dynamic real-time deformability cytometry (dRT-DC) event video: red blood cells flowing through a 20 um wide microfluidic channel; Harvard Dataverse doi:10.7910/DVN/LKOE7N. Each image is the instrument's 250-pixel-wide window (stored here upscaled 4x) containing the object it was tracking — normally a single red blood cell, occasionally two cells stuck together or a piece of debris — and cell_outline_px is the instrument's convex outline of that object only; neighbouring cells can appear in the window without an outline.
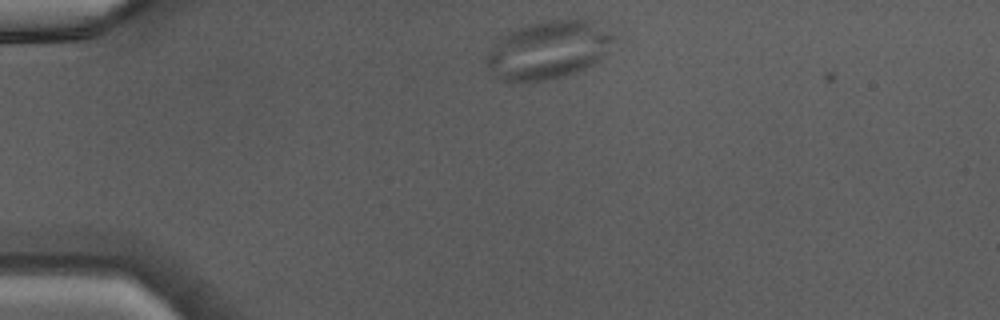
{"species": "Egyptian fruit bat (a non-hibernating species)", "species_latin": "Rousettus aegyptiacus", "temperature_condition": "warm", "stored_images_in_passage": 36, "camera_frame_rate_fps": 3000, "um_per_image_px": 0.085, "animal": {"sex": "male"}, "frame": {"image": 1, "passage_image": 1, "time_ms": 0.0, "image_size_px": [1000, 320], "cell_outline_px": [[620, 36], [608, 52], [604, 56], [592, 64], [584, 68], [560, 76], [544, 80], [520, 84], [500, 80], [488, 68], [484, 60], [492, 48], [508, 32], [528, 24], [548, 20], [580, 16], [584, 16], [592, 20]], "centroid_in_image_um": [46.69, 4.21], "position_along_channel_um": 38.3, "area_um2": 43.93}}